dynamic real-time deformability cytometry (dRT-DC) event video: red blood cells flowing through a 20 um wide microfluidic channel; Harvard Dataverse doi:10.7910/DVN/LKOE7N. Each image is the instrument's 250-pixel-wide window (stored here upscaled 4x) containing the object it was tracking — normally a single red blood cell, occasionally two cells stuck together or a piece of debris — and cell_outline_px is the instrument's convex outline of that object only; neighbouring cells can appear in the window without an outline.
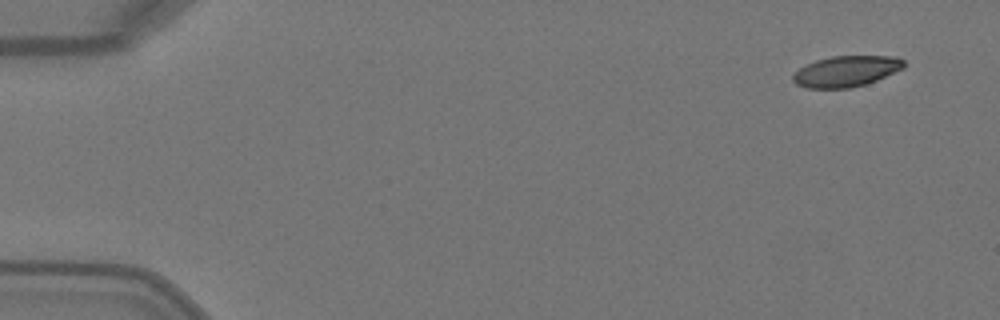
{"species": "Egyptian fruit bat (a non-hibernating species)", "species_latin": "Rousettus aegyptiacus", "temperature_condition": "warm", "stored_images_in_passage": 4, "camera_frame_rate_fps": 3000, "um_per_image_px": 0.085, "animal": {"sex": "female"}, "frame": {"image": 1, "passage_image": 1, "time_ms": 0.0, "image_size_px": [1000, 320], "cell_outline_px": [[904, 68], [876, 80], [852, 88], [804, 88], [796, 84], [792, 80], [792, 76], [800, 68], [816, 60], [832, 56], [896, 56], [904, 60]], "centroid_in_image_um": [71.92, 6.06], "position_along_channel_um": 13.1, "area_um2": 19.88}}
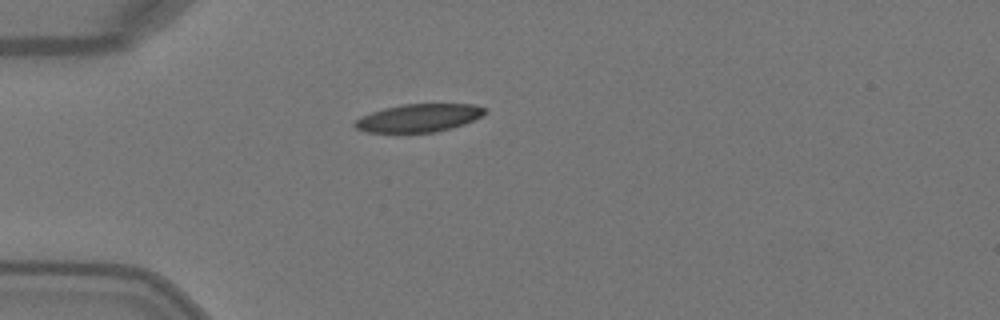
{"frame": {"image": 2, "passage_image": 4, "time_ms": 1.0, "image_size_px": [1000, 320], "cell_outline_px": [[488, 112], [464, 124], [452, 128], [436, 132], [368, 132], [356, 128], [352, 124], [360, 116], [384, 108], [404, 104], [472, 104], [488, 108]], "centroid_in_image_um": [35.61, 10.02], "position_along_channel_um": 49.4, "area_um2": 21.15}}